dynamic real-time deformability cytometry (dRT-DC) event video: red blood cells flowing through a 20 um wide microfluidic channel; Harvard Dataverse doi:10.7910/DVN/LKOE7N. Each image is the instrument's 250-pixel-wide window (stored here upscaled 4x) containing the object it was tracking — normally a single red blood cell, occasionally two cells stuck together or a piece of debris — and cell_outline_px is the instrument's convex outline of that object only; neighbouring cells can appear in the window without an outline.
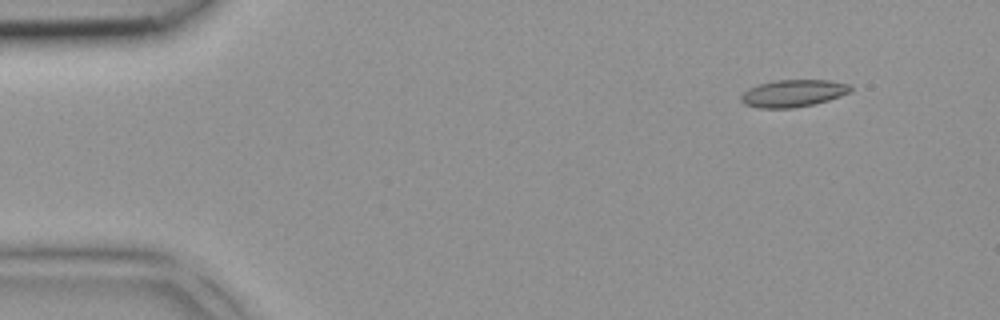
{"species": "common noctule bat (a hibernating species)", "species_latin": "Nyctalus noctula", "temperature_condition": "room temperature", "stored_images_in_passage": 4, "camera_frame_rate_fps": 3000, "um_per_image_px": 0.085, "animal": {"sex": "female", "body_mass_g": 18.4}, "frame": {"image": 1, "passage_image": 1, "time_ms": 0.0, "image_size_px": [1000, 320], "cell_outline_px": [[852, 92], [828, 100], [812, 104], [792, 108], [760, 108], [744, 104], [740, 100], [740, 96], [748, 88], [772, 80], [828, 80], [848, 84], [852, 88]], "centroid_in_image_um": [67.4, 7.92], "position_along_channel_um": 17.6, "area_um2": 17.34}}
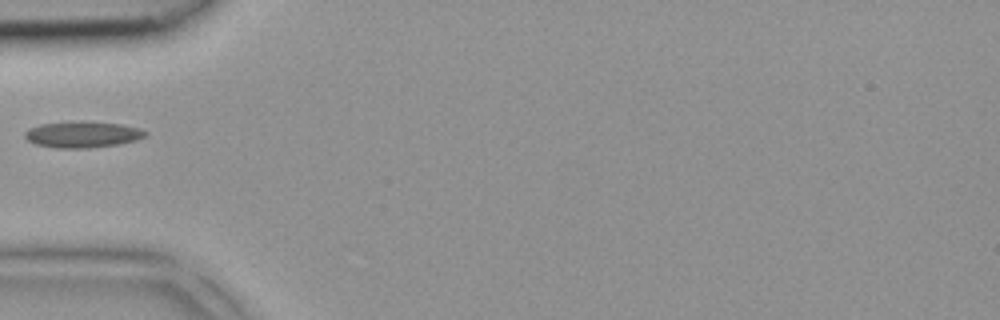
{"frame": {"image": 2, "passage_image": 4, "time_ms": 1.0, "image_size_px": [1000, 320], "cell_outline_px": [[148, 132], [144, 136], [136, 140], [116, 144], [88, 148], [56, 148], [36, 144], [28, 140], [24, 136], [24, 132], [28, 128], [40, 124], [80, 120], [84, 120], [120, 124], [140, 128]], "centroid_in_image_um": [6.98, 11.41], "position_along_channel_um": 78.0, "area_um2": 18.55}}